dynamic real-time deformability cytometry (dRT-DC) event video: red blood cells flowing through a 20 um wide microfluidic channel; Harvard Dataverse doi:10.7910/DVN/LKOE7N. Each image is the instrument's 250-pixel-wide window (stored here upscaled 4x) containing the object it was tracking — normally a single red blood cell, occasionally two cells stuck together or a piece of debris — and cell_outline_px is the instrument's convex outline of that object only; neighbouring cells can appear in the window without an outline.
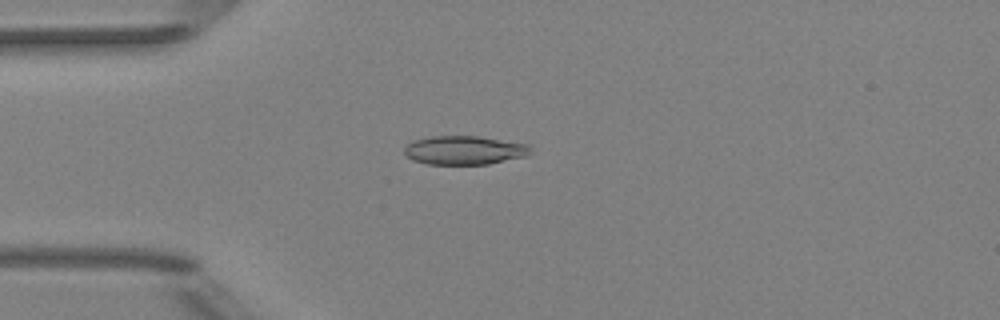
{"species": "Egyptian fruit bat (a non-hibernating species)", "species_latin": "Rousettus aegyptiacus", "temperature_condition": "room temperature", "stored_images_in_passage": 4, "camera_frame_rate_fps": 3000, "um_per_image_px": 0.085, "animal": {"sex": "female"}, "frame": {"image": 1, "passage_image": 4, "time_ms": 4.333, "image_size_px": [1000, 320], "cell_outline_px": [[532, 148], [528, 156], [488, 164], [428, 164], [412, 160], [404, 152], [404, 148], [412, 140], [428, 136], [476, 136], [528, 144]], "centroid_in_image_um": [39.47, 12.77], "position_along_channel_um": 45.5, "area_um2": 21.21}}